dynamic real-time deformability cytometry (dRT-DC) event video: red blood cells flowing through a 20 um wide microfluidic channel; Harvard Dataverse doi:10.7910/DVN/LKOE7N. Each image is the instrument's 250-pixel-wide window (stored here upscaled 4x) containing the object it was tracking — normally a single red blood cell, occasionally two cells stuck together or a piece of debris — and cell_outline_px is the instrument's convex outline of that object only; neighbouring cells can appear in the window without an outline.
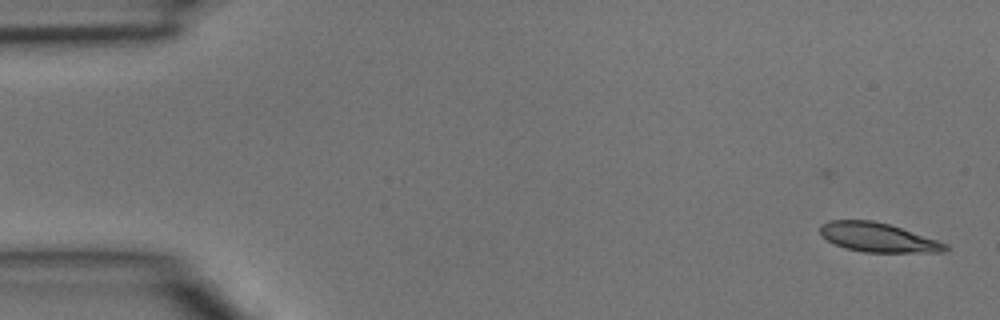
{"species": "common noctule bat (a hibernating species)", "species_latin": "Nyctalus noctula", "temperature_condition": "room temperature", "stored_images_in_passage": 45, "camera_frame_rate_fps": 3000, "um_per_image_px": 0.085, "animal": {"sex": "male", "body_mass_g": 15.6}, "frame": {"image": 1, "passage_image": 1, "time_ms": 0.0, "image_size_px": [1000, 320], "cell_outline_px": [[948, 248], [944, 252], [864, 252], [844, 248], [828, 240], [820, 232], [820, 224], [828, 220], [872, 220], [888, 224], [948, 244]], "centroid_in_image_um": [74.59, 20.18], "position_along_channel_um": 10.4, "area_um2": 20.98}}
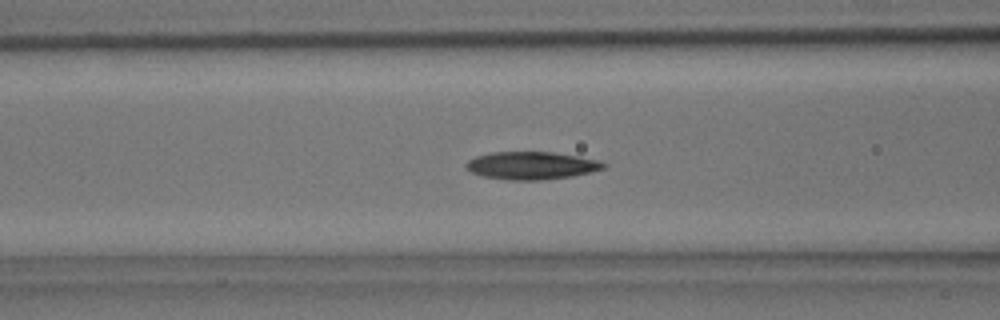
{"frame": {"image": 2, "passage_image": 17, "time_ms": 5.333, "image_size_px": [1000, 320], "cell_outline_px": [[608, 164], [604, 168], [572, 176], [544, 180], [508, 180], [484, 176], [472, 172], [464, 164], [468, 160], [476, 156], [492, 152], [552, 152], [576, 156], [596, 160]], "centroid_in_image_um": [45.15, 14.07], "position_along_channel_um": 121.4, "area_um2": 21.96}}
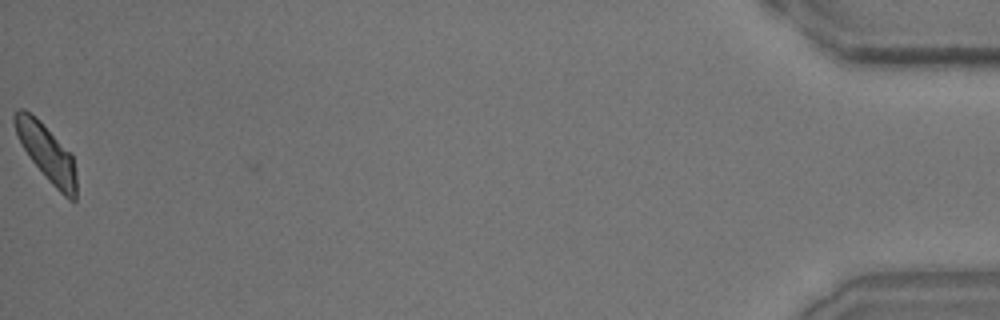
{"frame": {"image": 3, "passage_image": 45, "time_ms": 14.667, "image_size_px": [1000, 320], "cell_outline_px": [[76, 200], [68, 200], [48, 180], [32, 160], [24, 148], [16, 132], [12, 120], [12, 112], [16, 108], [24, 108], [36, 116], [72, 152], [76, 176]], "centroid_in_image_um": [3.96, 12.92], "position_along_channel_um": 431.2, "area_um2": 20.58}}